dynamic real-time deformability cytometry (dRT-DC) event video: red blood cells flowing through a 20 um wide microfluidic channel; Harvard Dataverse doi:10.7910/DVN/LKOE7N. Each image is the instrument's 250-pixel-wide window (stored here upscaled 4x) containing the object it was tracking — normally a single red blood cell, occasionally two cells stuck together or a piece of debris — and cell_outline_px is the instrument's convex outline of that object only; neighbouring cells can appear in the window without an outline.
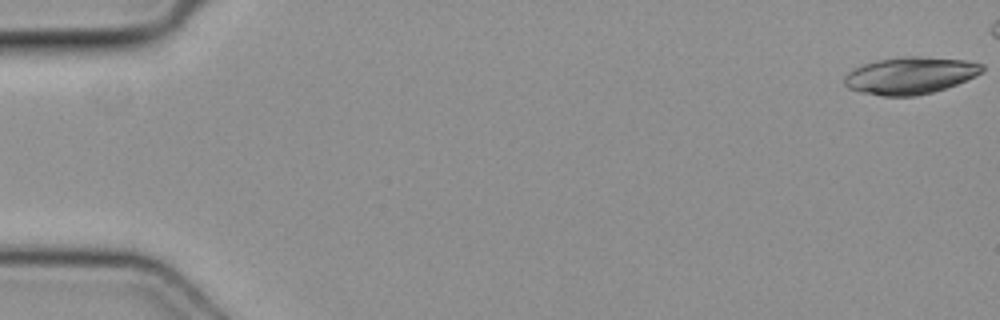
{"species": "common noctule bat (a hibernating species)", "species_latin": "Nyctalus noctula", "temperature_condition": "cold", "stored_images_in_passage": 43, "camera_frame_rate_fps": 3000, "um_per_image_px": 0.085, "animal": {"sex": "female", "body_mass_g": 19.3, "forearm_length_mm": 54.1}, "frame": {"image": 1, "passage_image": 1, "time_ms": 0.0, "image_size_px": [1000, 320], "cell_outline_px": [[984, 68], [976, 76], [956, 84], [932, 92], [916, 96], [880, 96], [860, 92], [848, 88], [844, 84], [844, 76], [852, 68], [876, 60], [904, 56], [920, 56], [964, 60], [984, 64]], "centroid_in_image_um": [77.33, 6.41], "position_along_channel_um": 7.7, "area_um2": 29.82}}